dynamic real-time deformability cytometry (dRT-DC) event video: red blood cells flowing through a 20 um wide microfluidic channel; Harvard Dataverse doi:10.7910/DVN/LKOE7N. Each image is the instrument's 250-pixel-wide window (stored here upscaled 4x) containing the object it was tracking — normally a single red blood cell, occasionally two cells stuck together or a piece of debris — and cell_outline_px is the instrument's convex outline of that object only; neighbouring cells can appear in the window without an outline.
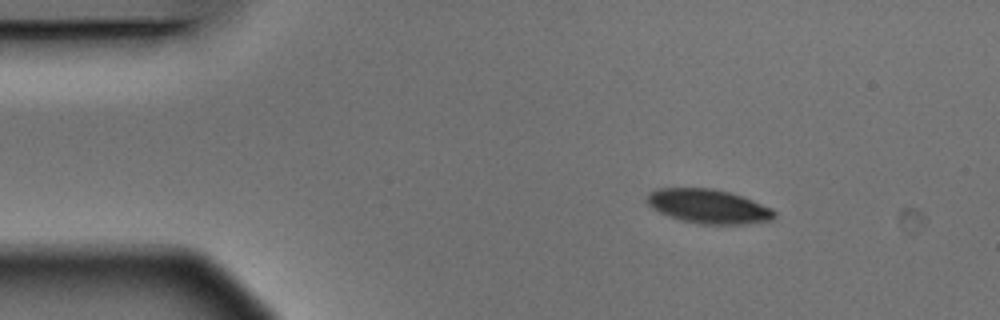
{"species": "Egyptian fruit bat (a non-hibernating species)", "species_latin": "Rousettus aegyptiacus", "temperature_condition": "warm", "stored_images_in_passage": 3, "camera_frame_rate_fps": 3000, "um_per_image_px": 0.085, "animal": {"sex": "male"}, "frame": {"image": 1, "passage_image": 1, "time_ms": 0.0, "image_size_px": [1000, 320], "cell_outline_px": [[776, 216], [772, 220], [744, 224], [700, 224], [680, 220], [668, 216], [652, 208], [644, 200], [648, 192], [656, 188], [712, 188], [728, 192], [752, 200], [772, 208], [776, 212]], "centroid_in_image_um": [60.17, 17.54], "position_along_channel_um": 24.8, "area_um2": 25.49}}